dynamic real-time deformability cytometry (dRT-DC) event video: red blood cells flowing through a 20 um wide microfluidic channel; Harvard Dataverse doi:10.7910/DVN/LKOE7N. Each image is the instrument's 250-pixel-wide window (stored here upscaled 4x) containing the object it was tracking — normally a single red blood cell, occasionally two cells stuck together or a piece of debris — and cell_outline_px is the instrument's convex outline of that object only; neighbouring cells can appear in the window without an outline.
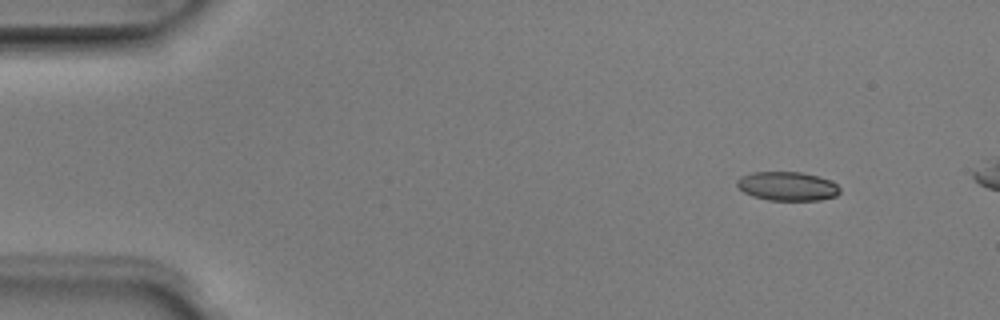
{"species": "Egyptian fruit bat (a non-hibernating species)", "species_latin": "Rousettus aegyptiacus", "temperature_condition": "room temperature", "stored_images_in_passage": 3, "camera_frame_rate_fps": 3000, "um_per_image_px": 0.085, "animal": {"sex": "male"}, "frame": {"image": 1, "passage_image": 1, "time_ms": 0.0, "image_size_px": [1000, 320], "cell_outline_px": [[840, 192], [836, 196], [820, 200], [768, 200], [752, 196], [744, 192], [736, 184], [736, 180], [740, 176], [752, 172], [800, 172], [820, 176], [832, 180], [840, 188]], "centroid_in_image_um": [66.94, 15.82], "position_along_channel_um": 18.1, "area_um2": 17.51}}